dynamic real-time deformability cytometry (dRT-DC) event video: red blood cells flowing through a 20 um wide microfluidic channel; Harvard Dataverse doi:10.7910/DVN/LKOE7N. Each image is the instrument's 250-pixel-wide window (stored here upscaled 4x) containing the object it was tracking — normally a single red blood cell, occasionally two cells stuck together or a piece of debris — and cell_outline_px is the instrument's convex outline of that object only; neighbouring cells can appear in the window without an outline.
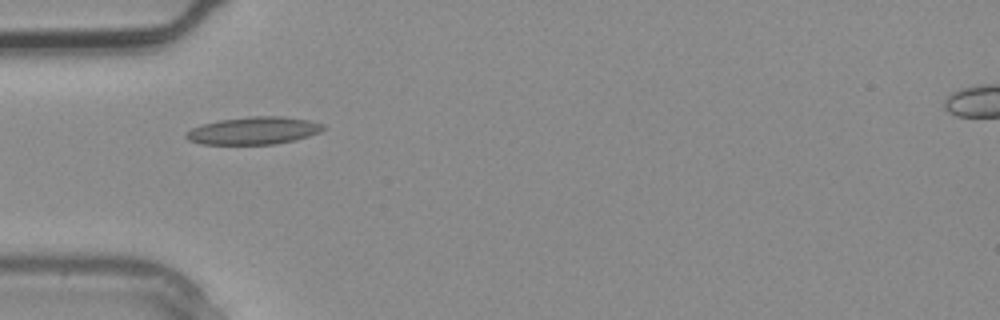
{"species": "common noctule bat (a hibernating species)", "species_latin": "Nyctalus noctula", "temperature_condition": "warm", "stored_images_in_passage": 1, "camera_frame_rate_fps": 3000, "um_per_image_px": 0.085, "animal": {"sex": "male", "body_mass_g": 20.4}, "frame": {"image": 1, "passage_image": 1, "time_ms": 0.0, "image_size_px": [1000, 320], "cell_outline_px": [[328, 128], [320, 132], [308, 136], [276, 144], [204, 144], [188, 140], [184, 136], [192, 128], [204, 124], [220, 120], [248, 116], [284, 116], [308, 120], [324, 124]], "centroid_in_image_um": [21.61, 11.1], "position_along_channel_um": 63.4, "area_um2": 21.91}}